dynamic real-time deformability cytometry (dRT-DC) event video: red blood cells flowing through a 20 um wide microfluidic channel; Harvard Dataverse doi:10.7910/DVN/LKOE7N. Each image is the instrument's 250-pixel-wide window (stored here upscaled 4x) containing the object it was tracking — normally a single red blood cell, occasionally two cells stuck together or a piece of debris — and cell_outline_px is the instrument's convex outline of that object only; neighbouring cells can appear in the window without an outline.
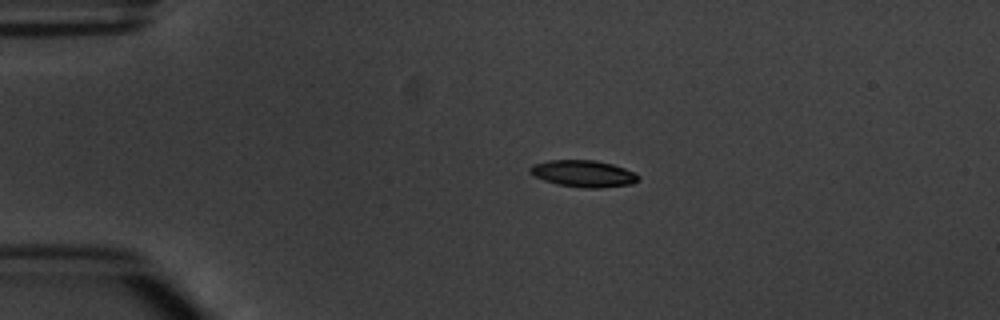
{"species": "common noctule bat (a hibernating species)", "species_latin": "Nyctalus noctula", "temperature_condition": "warm", "stored_images_in_passage": 2, "camera_frame_rate_fps": 3000, "um_per_image_px": 0.085, "animal": {"sex": "male", "body_mass_g": 20.1, "forearm_length_mm": 53.5}, "frame": {"image": 1, "passage_image": 1, "time_ms": 0.0, "image_size_px": [1000, 320], "cell_outline_px": [[640, 180], [632, 184], [600, 188], [584, 188], [560, 184], [544, 180], [532, 176], [528, 172], [528, 168], [532, 164], [548, 160], [596, 160], [612, 164], [636, 172], [640, 176]], "centroid_in_image_um": [49.59, 14.75], "position_along_channel_um": 35.4, "area_um2": 17.11}}